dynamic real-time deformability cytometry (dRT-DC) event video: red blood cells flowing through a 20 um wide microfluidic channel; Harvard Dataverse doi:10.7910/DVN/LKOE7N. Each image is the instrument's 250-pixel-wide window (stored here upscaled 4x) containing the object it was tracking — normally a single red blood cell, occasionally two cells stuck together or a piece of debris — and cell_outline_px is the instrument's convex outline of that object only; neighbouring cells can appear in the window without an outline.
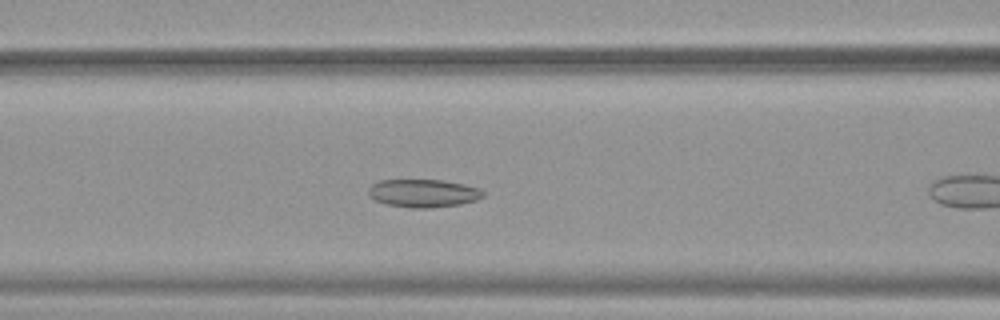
{"species": "common noctule bat (a hibernating species)", "species_latin": "Nyctalus noctula", "temperature_condition": "warm", "stored_images_in_passage": 40, "camera_frame_rate_fps": 3000, "um_per_image_px": 0.085, "animal": {"sex": "female", "body_mass_g": 19.9}, "frame": {"image": 1, "passage_image": 9, "time_ms": 2.667, "image_size_px": [1000, 320], "cell_outline_px": [[484, 196], [476, 200], [460, 204], [428, 208], [412, 208], [388, 204], [376, 200], [368, 196], [368, 188], [372, 184], [380, 180], [440, 180], [464, 184], [480, 188], [484, 192]], "centroid_in_image_um": [35.98, 16.42], "position_along_channel_um": 130.6, "area_um2": 18.67}}
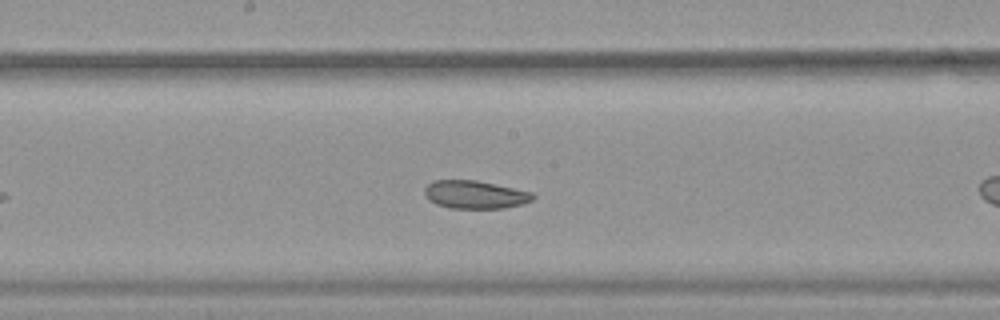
{"frame": {"image": 2, "passage_image": 15, "time_ms": 4.667, "image_size_px": [1000, 320], "cell_outline_px": [[536, 196], [532, 200], [524, 204], [504, 208], [448, 208], [436, 204], [428, 200], [424, 192], [424, 188], [432, 180], [476, 180], [532, 192]], "centroid_in_image_um": [40.36, 16.54], "position_along_channel_um": 207.8, "area_um2": 17.8}}
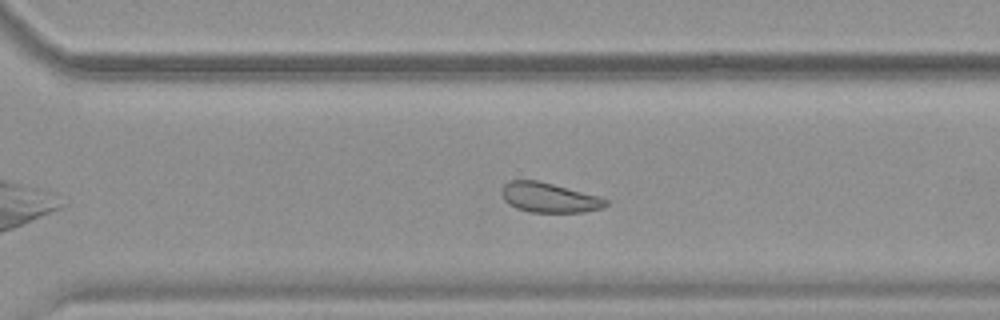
{"frame": {"image": 3, "passage_image": 24, "time_ms": 7.667, "image_size_px": [1000, 320], "cell_outline_px": [[608, 204], [600, 208], [584, 212], [528, 212], [516, 208], [508, 204], [504, 200], [500, 192], [504, 184], [508, 180], [536, 180], [552, 184], [596, 196], [608, 200]], "centroid_in_image_um": [46.59, 16.8], "position_along_channel_um": 324.0, "area_um2": 17.86}, "authors_computed_cell_mechanics": {"area_um2": 19.7965, "velocity_mm_per_s": 3.8685, "shape_relaxation_time_tau1_ms": null, "shape_relaxation_time_tau2_ms": 3.2566, "deformation_change_tau1": null, "deformation_change_tau2": 0.082}}